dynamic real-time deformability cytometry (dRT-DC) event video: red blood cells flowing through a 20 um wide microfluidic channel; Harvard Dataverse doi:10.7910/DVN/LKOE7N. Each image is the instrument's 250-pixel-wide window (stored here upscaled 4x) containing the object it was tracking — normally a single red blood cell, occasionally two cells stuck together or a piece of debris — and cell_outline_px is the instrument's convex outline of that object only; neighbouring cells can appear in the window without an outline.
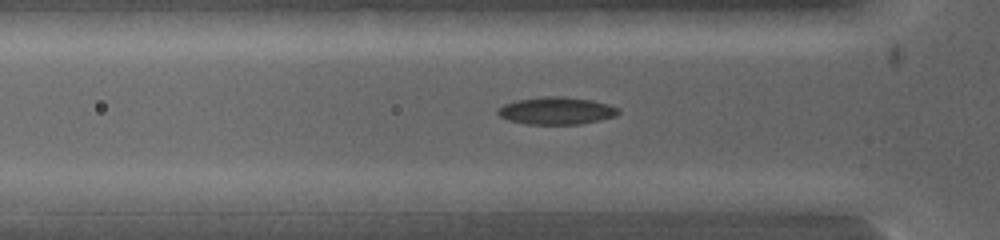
{"species": "common noctule bat (a hibernating species)", "species_latin": "Nyctalus noctula", "temperature_condition": "warm", "stored_images_in_passage": 38, "segment_of_instrument_passage": [1, 2], "camera_frame_rate_fps": 5000, "um_per_image_px": 0.085, "animal": {"sex": "female", "body_mass_g": 19.0, "forearm_length_mm": 53.3}, "frame": {"image": 1, "passage_image": 10, "time_ms": 2.4, "image_size_px": [1000, 240], "cell_outline_px": [[480, 200], [472, 212], [468, 216], [440, 216], [404, 212], [408, 200], [424, 192], [448, 192]], "centroid_in_image_um": [37.52, 17.38], "position_along_channel_um": 88.3, "area_um2": 10.23}}